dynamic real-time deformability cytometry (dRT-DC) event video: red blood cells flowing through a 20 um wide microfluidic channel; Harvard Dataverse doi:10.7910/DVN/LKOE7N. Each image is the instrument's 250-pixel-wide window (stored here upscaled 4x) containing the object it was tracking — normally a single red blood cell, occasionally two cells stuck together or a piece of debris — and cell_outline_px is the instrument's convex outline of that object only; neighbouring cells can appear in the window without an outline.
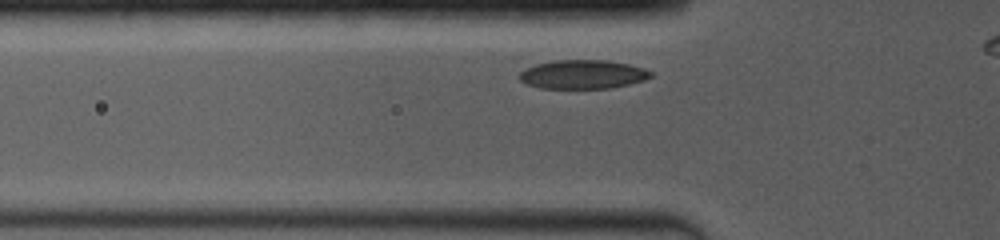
{"species": "common noctule bat (a hibernating species)", "species_latin": "Nyctalus noctula", "temperature_condition": "room temperature", "stored_images_in_passage": 13, "segment_of_instrument_passage": [1, 2], "camera_frame_rate_fps": 4000, "um_per_image_px": 0.085, "animal": {"sex": "female", "body_mass_g": 19.0, "forearm_length_mm": 53.3}, "frame": {"image": 1, "passage_image": 2, "time_ms": 0.5, "image_size_px": [1000, 240], "cell_outline_px": [[652, 76], [644, 80], [628, 84], [608, 88], [540, 88], [524, 84], [520, 80], [520, 72], [524, 68], [536, 64], [552, 60], [608, 60], [628, 64], [644, 68], [652, 72]], "centroid_in_image_um": [49.5, 6.31], "position_along_channel_um": 76.3, "area_um2": 22.14}}
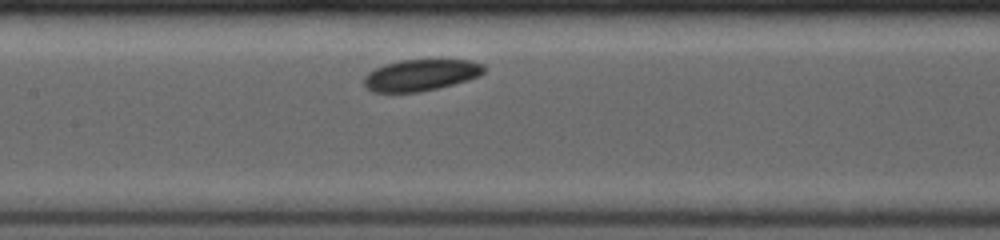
{"frame": {"image": 2, "passage_image": 9, "time_ms": 3.0, "image_size_px": [1000, 240], "cell_outline_px": [[488, 68], [480, 76], [468, 80], [420, 92], [372, 92], [364, 84], [364, 76], [368, 72], [384, 64], [400, 60], [468, 60], [484, 64]], "centroid_in_image_um": [35.79, 6.37], "position_along_channel_um": 171.6, "area_um2": 22.02}}
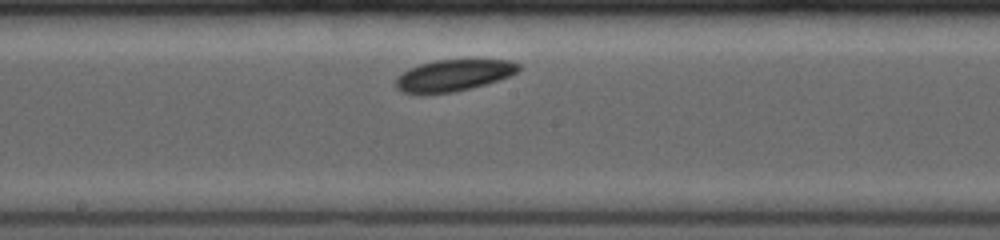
{"frame": {"image": 3, "passage_image": 12, "time_ms": 4.0, "image_size_px": [1000, 240], "cell_outline_px": [[520, 68], [516, 72], [508, 76], [484, 84], [452, 92], [400, 92], [396, 88], [396, 76], [408, 68], [420, 64], [436, 60], [508, 60], [520, 64]], "centroid_in_image_um": [38.51, 6.38], "position_along_channel_um": 209.7, "area_um2": 21.96}}